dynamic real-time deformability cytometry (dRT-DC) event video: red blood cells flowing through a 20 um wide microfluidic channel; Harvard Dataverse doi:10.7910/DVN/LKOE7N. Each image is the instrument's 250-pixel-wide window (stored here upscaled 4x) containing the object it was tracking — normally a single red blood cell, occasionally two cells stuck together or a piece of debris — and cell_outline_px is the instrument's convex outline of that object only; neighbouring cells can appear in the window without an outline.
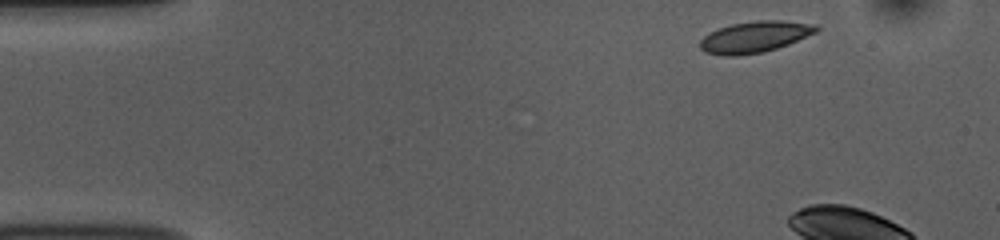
{"species": "common noctule bat (a hibernating species)", "species_latin": "Nyctalus noctula", "temperature_condition": "room temperature", "stored_images_in_passage": 6, "camera_frame_rate_fps": 3000, "um_per_image_px": 0.085, "animal": {"sex": "female", "body_mass_g": 10.0, "forearm_length_mm": 53.1}, "frame": {"image": 1, "passage_image": 1, "time_ms": 0.0, "image_size_px": [1000, 240], "cell_outline_px": [[820, 28], [816, 32], [788, 44], [776, 48], [760, 52], [732, 56], [724, 56], [704, 52], [700, 48], [700, 40], [704, 36], [720, 28], [732, 24], [756, 20], [780, 20], [816, 24]], "centroid_in_image_um": [64.15, 3.13], "position_along_channel_um": 20.8, "area_um2": 20.92}}